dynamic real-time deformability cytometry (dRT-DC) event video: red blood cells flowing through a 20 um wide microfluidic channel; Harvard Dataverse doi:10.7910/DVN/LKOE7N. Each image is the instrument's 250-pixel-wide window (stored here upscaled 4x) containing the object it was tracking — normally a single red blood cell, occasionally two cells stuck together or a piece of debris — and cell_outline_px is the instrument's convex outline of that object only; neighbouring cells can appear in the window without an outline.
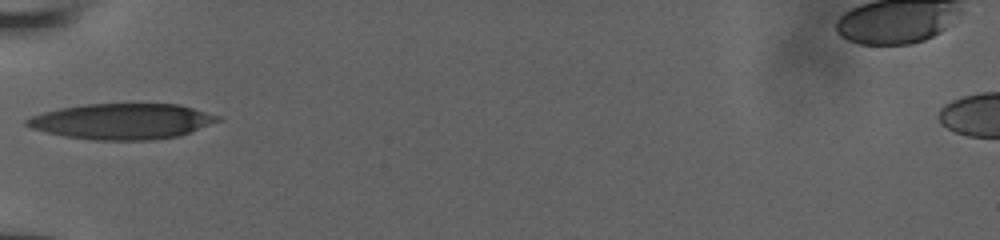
{"species": "human", "species_latin": "Homo sapiens", "temperature_condition": "room temperature", "stored_images_in_passage": 32, "camera_frame_rate_fps": 3000, "um_per_image_px": 0.085, "donor": {"sex": "male"}, "frame": {"image": 1, "passage_image": 1, "time_ms": 0.0, "image_size_px": [1000, 240], "cell_outline_px": [[224, 120], [180, 136], [152, 140], [92, 140], [64, 136], [32, 128], [24, 124], [24, 120], [32, 116], [44, 112], [60, 108], [84, 104], [180, 104], [220, 116]], "centroid_in_image_um": [10.43, 10.32], "position_along_channel_um": 74.6, "area_um2": 39.88}}
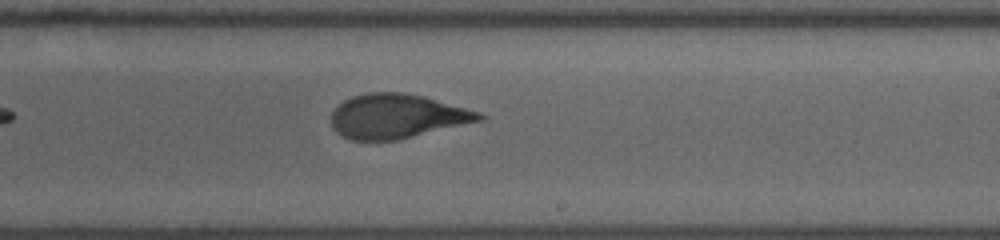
{"frame": {"image": 2, "passage_image": 14, "time_ms": 4.333, "image_size_px": [1000, 240], "cell_outline_px": [[488, 116], [484, 120], [400, 140], [352, 140], [336, 132], [332, 128], [332, 112], [344, 100], [352, 96], [368, 92], [404, 92], [424, 96], [480, 112]], "centroid_in_image_um": [33.78, 9.88], "position_along_channel_um": 255.2, "area_um2": 38.44}}
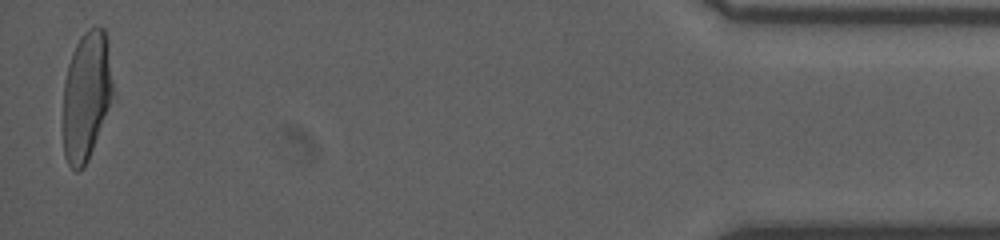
{"frame": {"image": 3, "passage_image": 32, "time_ms": 10.333, "image_size_px": [1000, 240], "cell_outline_px": [[112, 92], [108, 104], [88, 160], [80, 172], [76, 172], [68, 164], [64, 156], [64, 84], [68, 64], [72, 52], [76, 44], [84, 32], [88, 28], [104, 28], [108, 40], [112, 84]], "centroid_in_image_um": [7.31, 8.12], "position_along_channel_um": 427.9, "area_um2": 36.53}}